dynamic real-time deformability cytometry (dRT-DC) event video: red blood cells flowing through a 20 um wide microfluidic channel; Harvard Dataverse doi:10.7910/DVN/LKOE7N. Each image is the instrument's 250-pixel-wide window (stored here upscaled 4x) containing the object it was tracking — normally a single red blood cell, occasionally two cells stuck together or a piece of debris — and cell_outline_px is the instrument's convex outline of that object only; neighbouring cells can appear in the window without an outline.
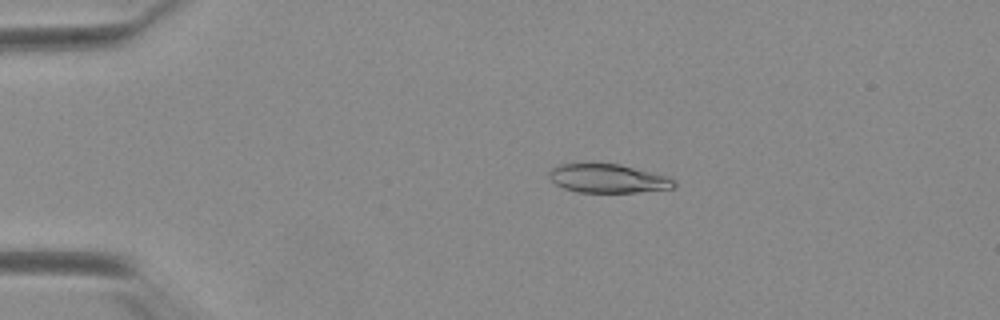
{"species": "Egyptian fruit bat (a non-hibernating species)", "species_latin": "Rousettus aegyptiacus", "temperature_condition": "warm", "stored_images_in_passage": 38, "camera_frame_rate_fps": 3000, "um_per_image_px": 0.085, "animal": {"sex": "female"}, "frame": {"image": 1, "passage_image": 5, "time_ms": 1.333, "image_size_px": [1000, 320], "cell_outline_px": [[676, 184], [672, 188], [636, 192], [576, 192], [564, 188], [556, 184], [548, 176], [548, 172], [552, 168], [560, 164], [620, 164], [664, 176], [676, 180]], "centroid_in_image_um": [51.64, 15.18], "position_along_channel_um": 33.4, "area_um2": 20.58}}
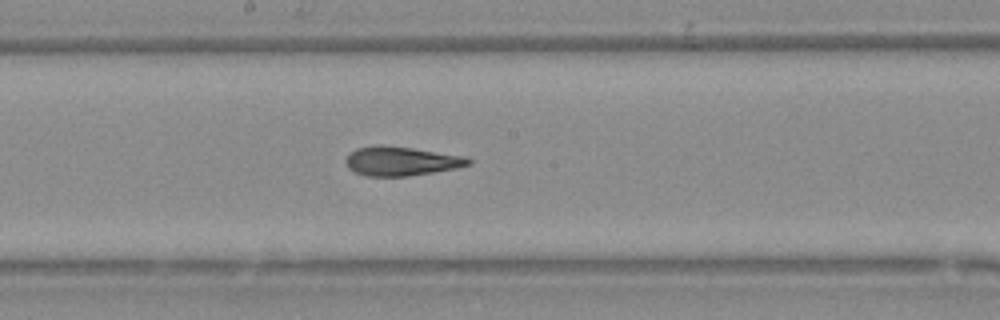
{"frame": {"image": 2, "passage_image": 23, "time_ms": 7.333, "image_size_px": [1000, 320], "cell_outline_px": [[472, 164], [456, 168], [408, 176], [364, 176], [348, 168], [344, 160], [356, 148], [376, 144], [380, 144], [412, 148], [464, 156], [472, 160]], "centroid_in_image_um": [34.08, 13.69], "position_along_channel_um": 214.1, "area_um2": 20.81}}
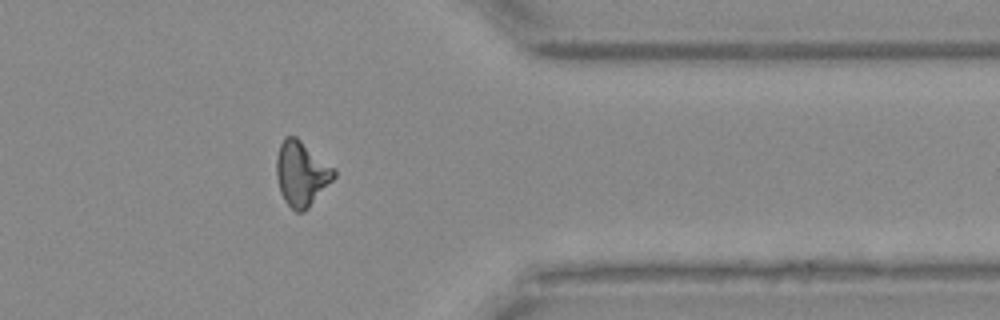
{"frame": {"image": 3, "passage_image": 37, "time_ms": 12.0, "image_size_px": [1000, 320], "cell_outline_px": [[336, 176], [308, 208], [304, 212], [296, 212], [284, 200], [280, 192], [276, 176], [276, 156], [280, 144], [284, 136], [296, 136], [336, 168]], "centroid_in_image_um": [25.62, 14.73], "position_along_channel_um": 385.8, "area_um2": 21.91}}